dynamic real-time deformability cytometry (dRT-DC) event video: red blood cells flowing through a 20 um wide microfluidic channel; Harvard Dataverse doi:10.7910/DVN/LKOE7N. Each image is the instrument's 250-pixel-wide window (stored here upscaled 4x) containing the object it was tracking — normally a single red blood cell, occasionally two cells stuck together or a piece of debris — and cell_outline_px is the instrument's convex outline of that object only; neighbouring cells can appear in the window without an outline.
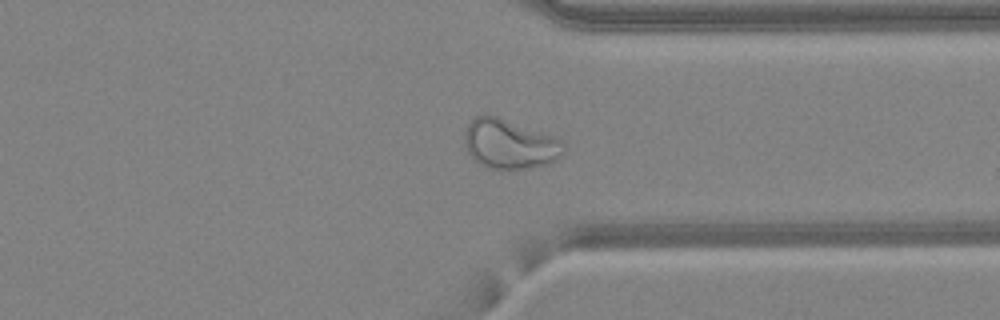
{"species": "common noctule bat (a hibernating species)", "species_latin": "Nyctalus noctula", "temperature_condition": "warm", "stored_images_in_passage": 46, "camera_frame_rate_fps": 3000, "um_per_image_px": 0.085, "animal": {"sex": "female", "body_mass_g": 24.6, "forearm_length_mm": 56.2}, "frame": {"image": 1, "passage_image": 37, "time_ms": 12.0, "image_size_px": [1000, 320], "cell_outline_px": [[568, 148], [556, 160], [548, 164], [524, 168], [488, 168], [480, 164], [468, 152], [464, 144], [464, 132], [468, 124], [476, 116], [488, 112], [552, 136], [560, 140]], "centroid_in_image_um": [43.3, 12.21], "position_along_channel_um": 368.1, "area_um2": 28.61}}
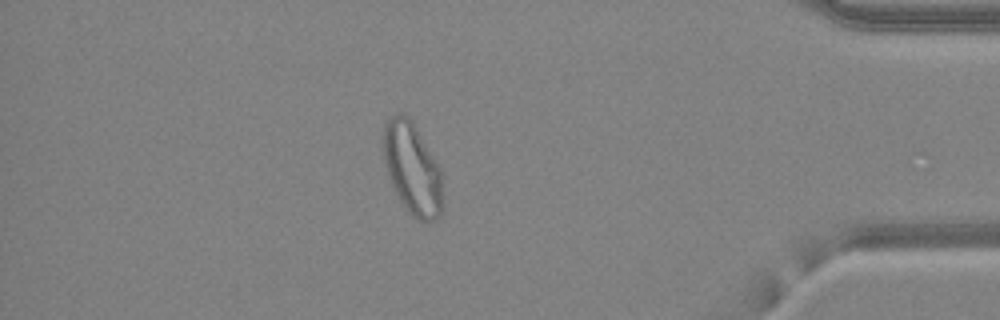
{"frame": {"image": 2, "passage_image": 42, "time_ms": 13.667, "image_size_px": [1000, 320], "cell_outline_px": [[444, 208], [440, 216], [432, 220], [420, 220], [408, 212], [400, 200], [388, 176], [384, 160], [384, 124], [396, 112], [400, 112], [408, 116], [412, 120], [440, 168], [444, 196]], "centroid_in_image_um": [35.08, 14.34], "position_along_channel_um": 400.1, "area_um2": 31.73}}